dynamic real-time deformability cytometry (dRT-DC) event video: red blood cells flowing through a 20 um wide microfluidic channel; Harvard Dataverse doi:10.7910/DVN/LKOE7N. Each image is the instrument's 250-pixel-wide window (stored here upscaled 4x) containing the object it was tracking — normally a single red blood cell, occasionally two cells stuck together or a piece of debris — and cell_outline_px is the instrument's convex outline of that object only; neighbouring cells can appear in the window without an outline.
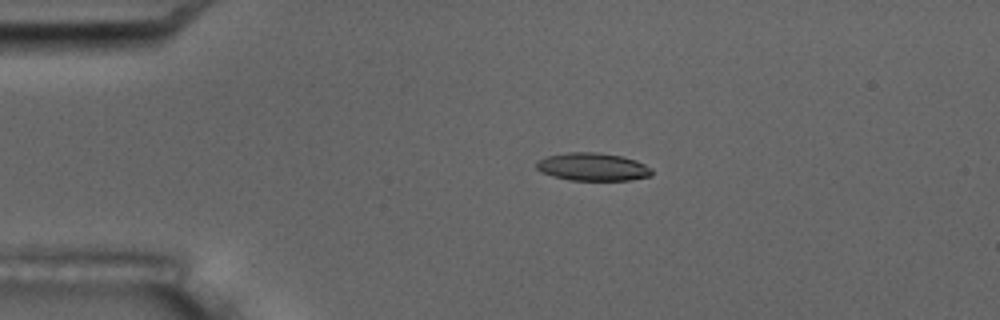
{"species": "common noctule bat (a hibernating species)", "species_latin": "Nyctalus noctula", "temperature_condition": "room temperature", "stored_images_in_passage": 12, "camera_frame_rate_fps": 3000, "um_per_image_px": 0.085, "animal": {"sex": "male", "body_mass_g": 17.5, "forearm_length_mm": 52.3}, "frame": {"image": 1, "passage_image": 4, "time_ms": 3.667, "image_size_px": [1000, 320], "cell_outline_px": [[652, 176], [632, 180], [568, 180], [552, 176], [540, 172], [536, 168], [536, 160], [548, 156], [568, 152], [596, 152], [620, 156], [636, 160], [652, 168]], "centroid_in_image_um": [50.37, 14.19], "position_along_channel_um": 34.6, "area_um2": 18.9}}
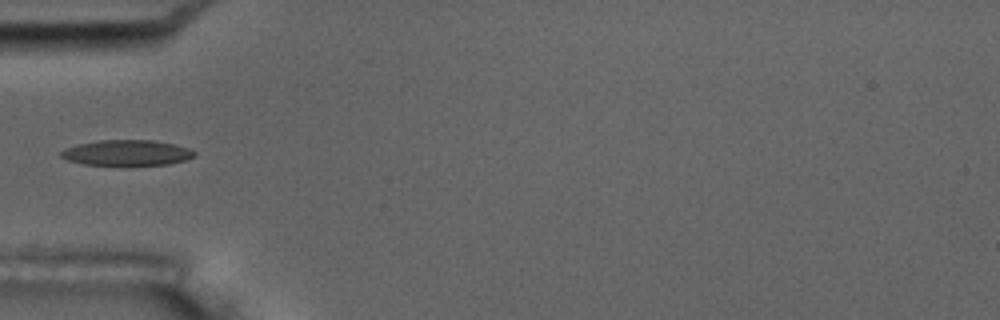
{"frame": {"image": 2, "passage_image": 6, "time_ms": 6.0, "image_size_px": [1000, 320], "cell_outline_px": [[196, 156], [188, 160], [168, 164], [84, 164], [68, 160], [60, 156], [60, 152], [64, 148], [76, 144], [100, 140], [152, 140], [176, 144], [188, 148], [196, 152]], "centroid_in_image_um": [10.81, 12.97], "position_along_channel_um": 74.2, "area_um2": 19.77}}
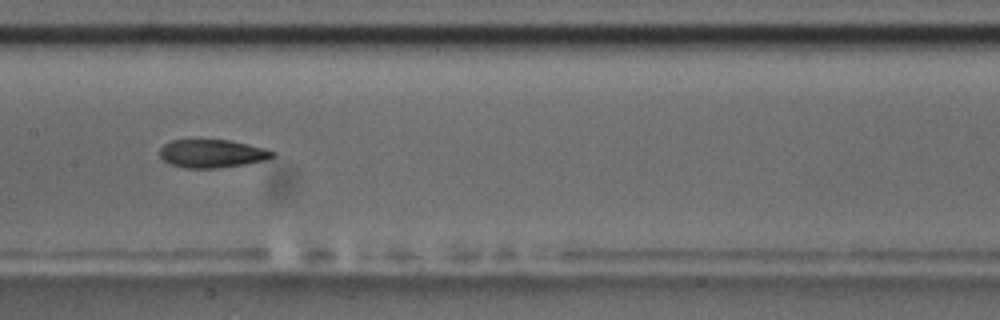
{"frame": {"image": 3, "passage_image": 9, "time_ms": 9.333, "image_size_px": [1000, 320], "cell_outline_px": [[276, 156], [264, 160], [244, 164], [216, 168], [184, 168], [168, 164], [160, 156], [160, 148], [164, 144], [172, 140], [228, 140], [248, 144], [264, 148], [276, 152]], "centroid_in_image_um": [18.01, 13.06], "position_along_channel_um": 189.4, "area_um2": 18.5}}